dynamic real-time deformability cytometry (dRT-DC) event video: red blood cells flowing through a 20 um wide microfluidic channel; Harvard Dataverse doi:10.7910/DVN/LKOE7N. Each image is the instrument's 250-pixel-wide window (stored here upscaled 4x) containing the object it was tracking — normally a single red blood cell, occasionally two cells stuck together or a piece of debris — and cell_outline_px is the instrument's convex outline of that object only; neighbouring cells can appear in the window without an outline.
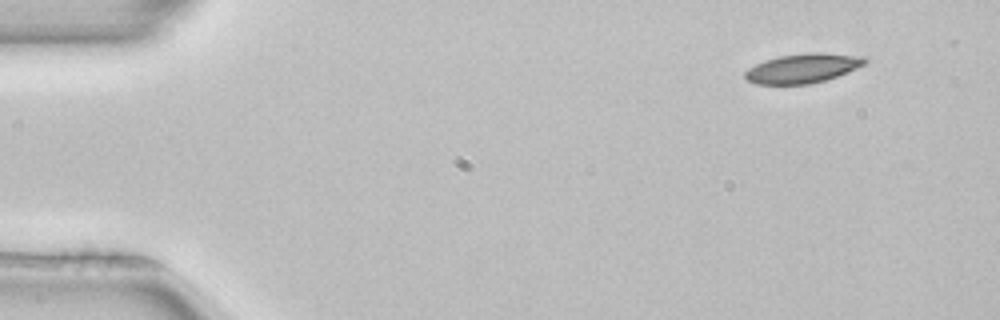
{"species": "common noctule bat (a hibernating species)", "species_latin": "Nyctalus noctula", "temperature_condition": "room temperature", "stored_images_in_passage": 48, "camera_frame_rate_fps": 3000, "um_per_image_px": 0.085, "animal": {"sex": "female", "body_mass_g": 22.7, "forearm_length_mm": 54.2}, "frame": {"image": 1, "passage_image": 1, "time_ms": 0.0, "image_size_px": [1000, 320], "cell_outline_px": [[868, 60], [864, 64], [856, 68], [836, 76], [824, 80], [808, 84], [756, 84], [748, 80], [744, 76], [744, 72], [748, 68], [764, 60], [780, 56], [808, 52], [820, 52], [864, 56]], "centroid_in_image_um": [68.22, 5.79], "position_along_channel_um": 16.8, "area_um2": 20.4}}
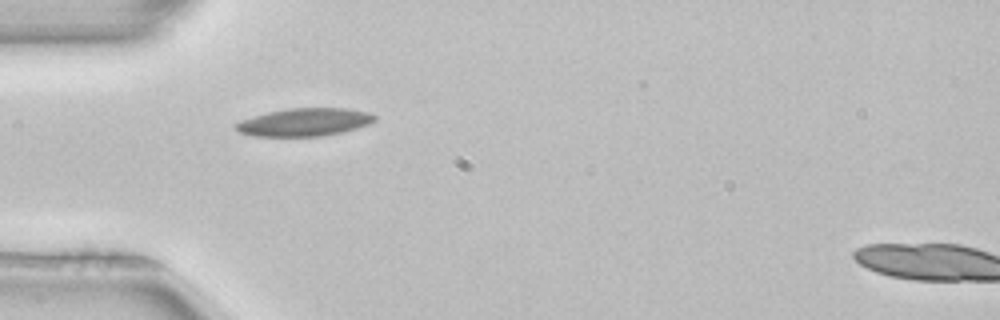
{"frame": {"image": 2, "passage_image": 12, "time_ms": 3.667, "image_size_px": [1000, 320], "cell_outline_px": [[376, 120], [368, 124], [356, 128], [324, 136], [252, 136], [240, 132], [236, 128], [236, 124], [240, 120], [268, 112], [288, 108], [348, 108], [368, 112], [376, 116]], "centroid_in_image_um": [25.89, 10.38], "position_along_channel_um": 59.1, "area_um2": 22.43}}
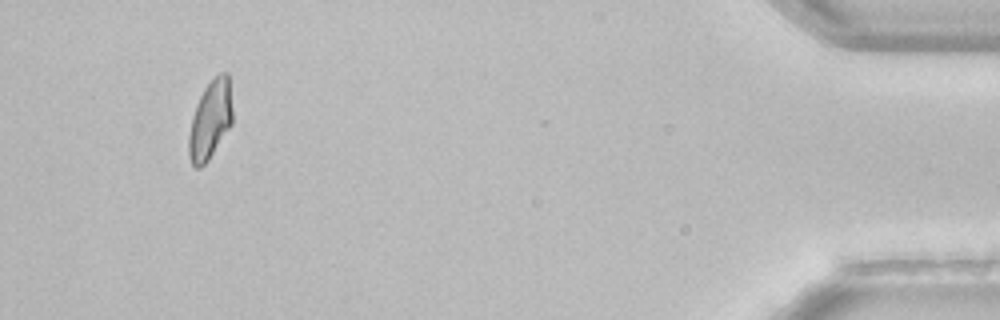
{"frame": {"image": 3, "passage_image": 45, "time_ms": 14.667, "image_size_px": [1000, 320], "cell_outline_px": [[232, 124], [208, 160], [200, 168], [196, 168], [192, 164], [188, 156], [188, 136], [192, 116], [196, 104], [204, 88], [220, 72], [228, 72], [232, 108]], "centroid_in_image_um": [17.86, 10.2], "position_along_channel_um": 417.3, "area_um2": 20.0}, "authors_computed_cell_mechanics": {"area_um2": 20.8947, "velocity_mm_per_s": 3.9624, "shape_relaxation_time_tau1_ms": 4.4976, "shape_relaxation_time_tau2_ms": null, "deformation_change_tau1": 0.1589, "deformation_change_tau2": null}}